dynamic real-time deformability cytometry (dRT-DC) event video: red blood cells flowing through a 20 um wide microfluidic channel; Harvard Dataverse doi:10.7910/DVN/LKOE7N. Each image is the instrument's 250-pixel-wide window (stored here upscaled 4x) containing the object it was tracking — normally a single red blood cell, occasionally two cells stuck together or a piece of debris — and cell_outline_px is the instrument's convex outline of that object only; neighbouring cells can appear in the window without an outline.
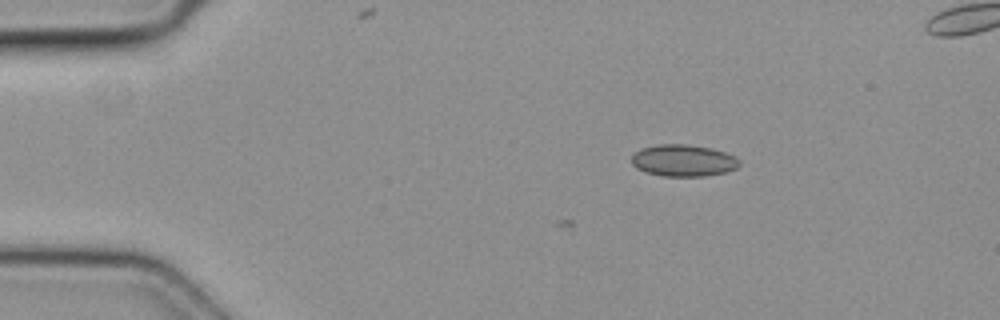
{"species": "common noctule bat (a hibernating species)", "species_latin": "Nyctalus noctula", "temperature_condition": "cold", "stored_images_in_passage": 6, "camera_frame_rate_fps": 3000, "um_per_image_px": 0.085, "animal": {"sex": "female", "body_mass_g": 19.3, "forearm_length_mm": 54.1}, "frame": {"image": 1, "passage_image": 1, "time_ms": 0.0, "image_size_px": [1000, 320], "cell_outline_px": [[740, 164], [736, 168], [728, 172], [704, 176], [664, 176], [644, 172], [636, 168], [632, 164], [632, 156], [636, 152], [644, 148], [656, 144], [688, 144], [712, 148], [736, 156], [740, 160]], "centroid_in_image_um": [58.11, 13.64], "position_along_channel_um": 26.9, "area_um2": 20.11}}